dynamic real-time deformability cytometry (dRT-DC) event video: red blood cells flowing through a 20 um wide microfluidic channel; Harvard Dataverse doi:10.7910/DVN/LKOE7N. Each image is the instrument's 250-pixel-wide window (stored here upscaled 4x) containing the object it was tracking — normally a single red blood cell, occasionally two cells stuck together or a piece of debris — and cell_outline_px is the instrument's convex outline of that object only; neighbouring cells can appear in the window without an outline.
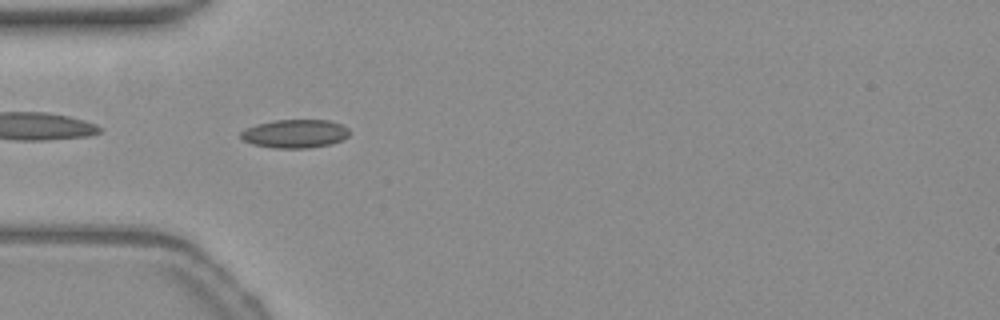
{"species": "common noctule bat (a hibernating species)", "species_latin": "Nyctalus noctula", "temperature_condition": "warm", "stored_images_in_passage": 37, "camera_frame_rate_fps": 3000, "um_per_image_px": 0.085, "animal": {"sex": "female", "body_mass_g": 19.3, "forearm_length_mm": 54.1}, "frame": {"image": 1, "passage_image": 1, "time_ms": 0.0, "image_size_px": [1000, 320], "cell_outline_px": [[348, 136], [340, 140], [328, 144], [308, 148], [272, 148], [252, 144], [244, 140], [240, 136], [240, 132], [248, 128], [260, 124], [276, 120], [328, 120], [340, 124], [348, 128]], "centroid_in_image_um": [25.06, 11.37], "position_along_channel_um": 59.9, "area_um2": 17.69}}
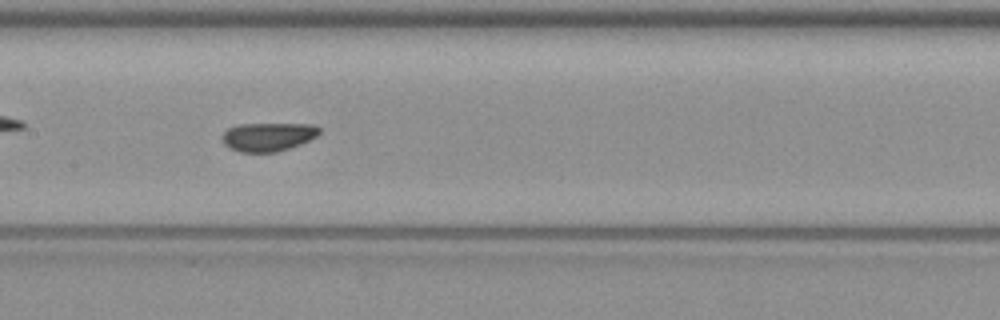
{"frame": {"image": 2, "passage_image": 11, "time_ms": 3.333, "image_size_px": [1000, 320], "cell_outline_px": [[320, 132], [316, 136], [300, 144], [276, 152], [240, 152], [228, 148], [224, 144], [224, 132], [228, 128], [240, 124], [312, 124], [320, 128]], "centroid_in_image_um": [22.78, 11.63], "position_along_channel_um": 184.6, "area_um2": 16.01}}
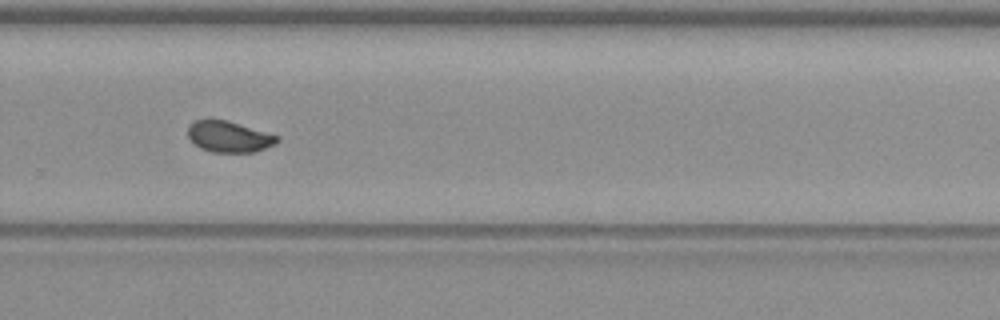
{"frame": {"image": 3, "passage_image": 21, "time_ms": 6.667, "image_size_px": [1000, 320], "cell_outline_px": [[280, 140], [276, 144], [256, 152], [212, 152], [200, 148], [188, 136], [188, 128], [196, 120], [228, 120], [280, 136]], "centroid_in_image_um": [19.53, 11.63], "position_along_channel_um": 310.3, "area_um2": 16.13}, "authors_computed_cell_mechanics": {"area_um2": 16.2996, "velocity_mm_per_s": 3.7876, "shape_relaxation_time_tau1_ms": 8.0272, "shape_relaxation_time_tau2_ms": 0.6367, "deformation_change_tau1": 0.1658, "deformation_change_tau2": 0.0524}}